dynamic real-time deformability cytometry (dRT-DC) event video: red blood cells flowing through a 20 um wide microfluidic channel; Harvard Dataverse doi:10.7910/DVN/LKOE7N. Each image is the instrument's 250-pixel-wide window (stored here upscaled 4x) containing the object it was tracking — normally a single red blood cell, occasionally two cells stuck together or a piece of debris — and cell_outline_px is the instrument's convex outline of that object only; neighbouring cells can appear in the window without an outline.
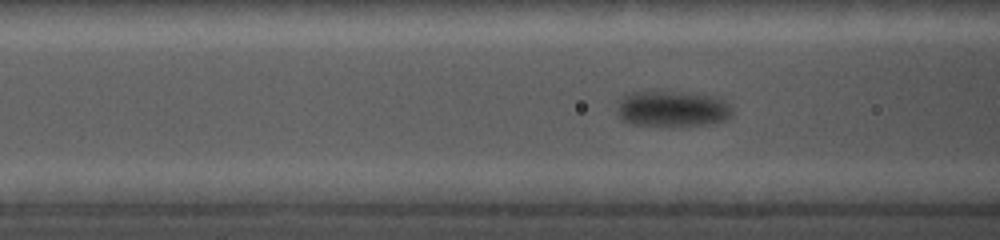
{"species": "common noctule bat (a hibernating species)", "species_latin": "Nyctalus noctula", "temperature_condition": "cold", "stored_images_in_passage": 45, "camera_frame_rate_fps": 5000, "um_per_image_px": 0.085, "animal": {"sex": "female", "body_mass_g": 19.0, "forearm_length_mm": 56.7}, "frame": {"image": 1, "passage_image": 18, "time_ms": 7.2, "image_size_px": [1000, 240], "cell_outline_px": [[732, 116], [724, 120], [708, 124], [672, 128], [632, 124], [616, 116], [616, 112], [624, 96], [632, 92], [672, 92], [708, 96], [724, 100], [728, 104], [732, 112]], "centroid_in_image_um": [57.12, 9.31], "position_along_channel_um": 109.5, "area_um2": 24.1}}
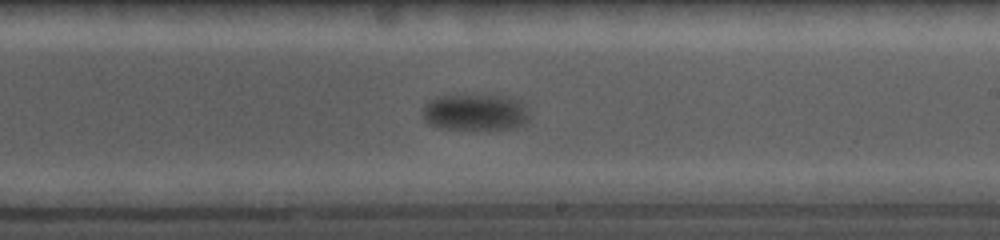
{"frame": {"image": 2, "passage_image": 30, "time_ms": 11.2, "image_size_px": [1000, 240], "cell_outline_px": [[528, 120], [524, 124], [516, 128], [440, 128], [428, 124], [424, 120], [424, 104], [428, 100], [436, 96], [504, 96], [520, 100], [524, 104], [528, 116]], "centroid_in_image_um": [40.38, 9.54], "position_along_channel_um": 248.6, "area_um2": 22.31}}
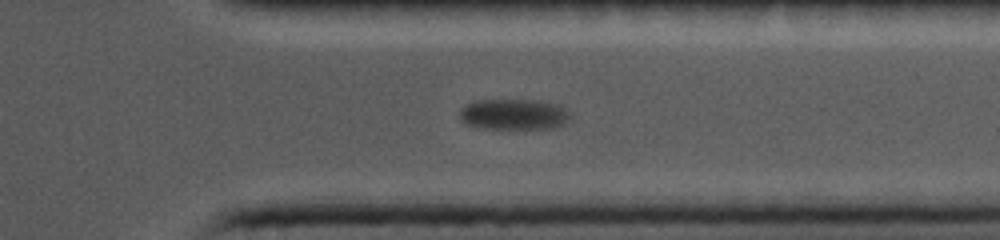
{"frame": {"image": 3, "passage_image": 40, "time_ms": 14.6, "image_size_px": [1000, 240], "cell_outline_px": [[568, 120], [564, 124], [552, 128], [480, 128], [468, 124], [460, 116], [460, 108], [464, 104], [476, 100], [544, 100], [556, 104], [564, 108], [568, 116]], "centroid_in_image_um": [43.65, 9.7], "position_along_channel_um": 367.8, "area_um2": 19.65}}